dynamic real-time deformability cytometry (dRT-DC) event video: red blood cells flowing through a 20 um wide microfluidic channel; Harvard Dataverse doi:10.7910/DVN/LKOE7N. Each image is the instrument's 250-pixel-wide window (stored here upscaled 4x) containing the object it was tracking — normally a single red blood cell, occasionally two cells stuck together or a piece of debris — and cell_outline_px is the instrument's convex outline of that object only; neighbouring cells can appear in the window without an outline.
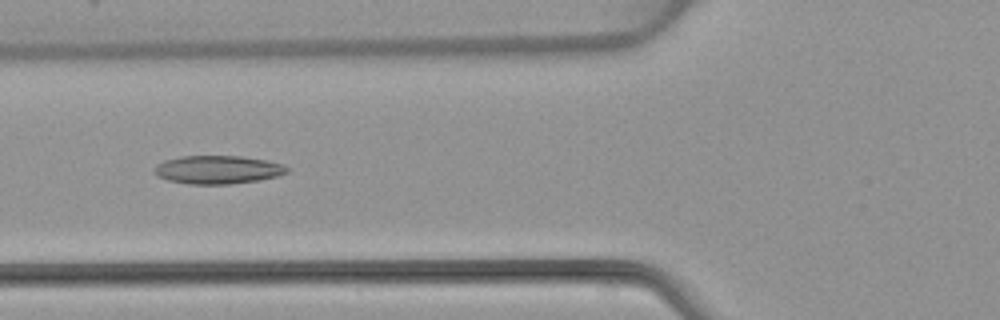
{"species": "common noctule bat (a hibernating species)", "species_latin": "Nyctalus noctula", "temperature_condition": "warm", "stored_images_in_passage": 5, "camera_frame_rate_fps": 3000, "um_per_image_px": 0.085, "animal": {"sex": "female", "body_mass_g": 22.7, "forearm_length_mm": 54.2}, "frame": {"image": 1, "passage_image": 5, "time_ms": 5.667, "image_size_px": [1000, 320], "cell_outline_px": [[288, 172], [276, 176], [260, 180], [228, 184], [188, 184], [168, 180], [160, 176], [156, 172], [156, 164], [164, 160], [180, 156], [240, 156], [268, 160], [284, 164], [288, 168]], "centroid_in_image_um": [18.55, 14.41], "position_along_channel_um": 107.3, "area_um2": 21.79}}